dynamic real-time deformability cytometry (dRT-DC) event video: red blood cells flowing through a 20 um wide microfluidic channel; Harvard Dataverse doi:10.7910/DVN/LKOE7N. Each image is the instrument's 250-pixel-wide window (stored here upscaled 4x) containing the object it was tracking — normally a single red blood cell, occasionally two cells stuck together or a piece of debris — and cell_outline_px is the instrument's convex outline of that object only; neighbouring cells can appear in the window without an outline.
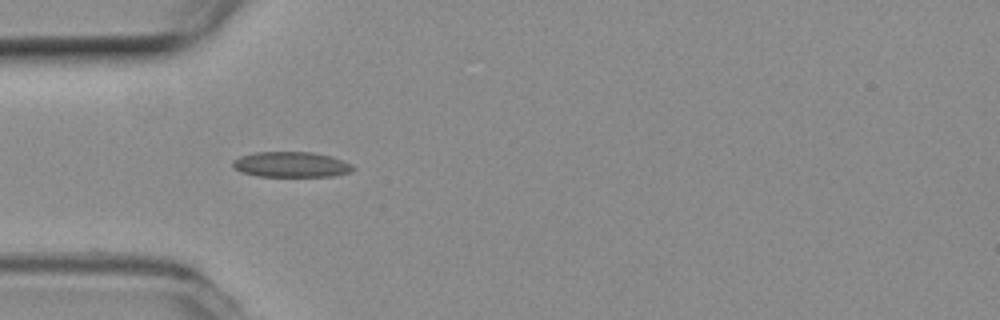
{"species": "common noctule bat (a hibernating species)", "species_latin": "Nyctalus noctula", "temperature_condition": "room temperature", "stored_images_in_passage": 39, "camera_frame_rate_fps": 3000, "um_per_image_px": 0.085, "animal": {"sex": "female", "body_mass_g": 19.3, "forearm_length_mm": 54.1}, "frame": {"image": 1, "passage_image": 1, "time_ms": 0.0, "image_size_px": [1000, 320], "cell_outline_px": [[356, 168], [348, 172], [332, 176], [256, 176], [240, 172], [232, 164], [232, 160], [240, 156], [256, 152], [312, 152], [332, 156], [352, 164]], "centroid_in_image_um": [24.74, 13.98], "position_along_channel_um": 60.3, "area_um2": 17.8}}
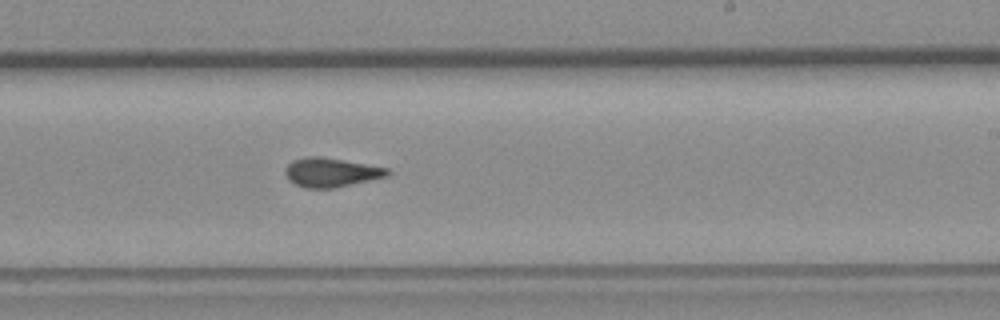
{"frame": {"image": 2, "passage_image": 17, "time_ms": 5.333, "image_size_px": [1000, 320], "cell_outline_px": [[392, 172], [388, 176], [336, 188], [308, 188], [296, 184], [288, 180], [284, 172], [284, 168], [292, 160], [312, 156], [316, 156], [388, 168]], "centroid_in_image_um": [28.13, 14.67], "position_along_channel_um": 260.9, "area_um2": 17.17}}
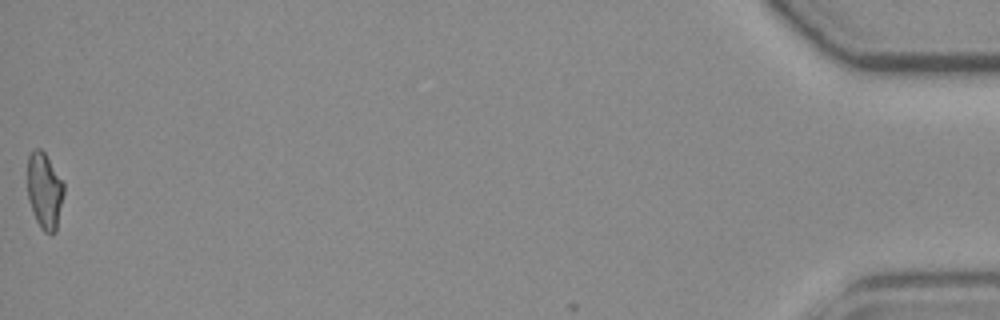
{"frame": {"image": 3, "passage_image": 39, "time_ms": 12.667, "image_size_px": [1000, 320], "cell_outline_px": [[64, 192], [56, 232], [52, 236], [44, 232], [40, 228], [36, 220], [28, 200], [28, 156], [36, 148], [40, 148], [44, 152], [64, 184]], "centroid_in_image_um": [3.79, 16.27], "position_along_channel_um": 431.4, "area_um2": 16.13}, "authors_computed_cell_mechanics": {"area_um2": 16.8776, "velocity_mm_per_s": 3.7948, "shape_relaxation_time_tau1_ms": null, "shape_relaxation_time_tau2_ms": 1.8154, "deformation_change_tau1": null, "deformation_change_tau2": 0.0886}}